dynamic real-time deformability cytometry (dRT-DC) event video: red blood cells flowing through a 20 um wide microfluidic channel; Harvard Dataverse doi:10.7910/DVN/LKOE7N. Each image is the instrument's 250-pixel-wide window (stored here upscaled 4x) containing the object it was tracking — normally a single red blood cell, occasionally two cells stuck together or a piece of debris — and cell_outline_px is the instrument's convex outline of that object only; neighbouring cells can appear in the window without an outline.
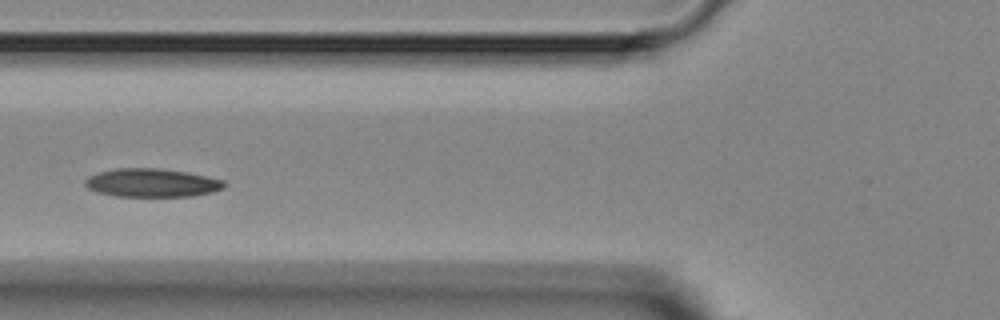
{"species": "Egyptian fruit bat (a non-hibernating species)", "species_latin": "Rousettus aegyptiacus", "temperature_condition": "room temperature", "stored_images_in_passage": 3, "camera_frame_rate_fps": 3000, "um_per_image_px": 0.085, "animal": {"sex": "female"}, "frame": {"image": 1, "passage_image": 2, "time_ms": 1.333, "image_size_px": [1000, 320], "cell_outline_px": [[228, 184], [224, 188], [212, 192], [192, 196], [116, 196], [96, 192], [88, 188], [84, 184], [84, 180], [88, 176], [100, 172], [116, 168], [156, 168], [184, 172], [224, 180]], "centroid_in_image_um": [12.89, 15.54], "position_along_channel_um": 112.9, "area_um2": 22.95}}
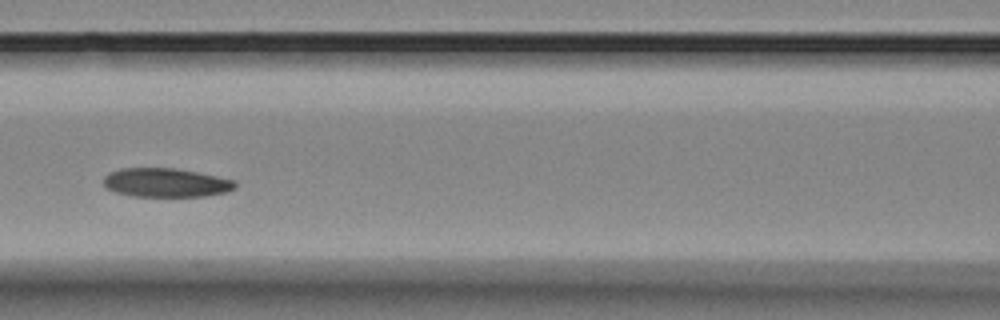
{"frame": {"image": 2, "passage_image": 3, "time_ms": 2.333, "image_size_px": [1000, 320], "cell_outline_px": [[236, 188], [224, 192], [204, 196], [132, 196], [116, 192], [104, 188], [104, 176], [108, 172], [120, 168], [176, 168], [236, 180]], "centroid_in_image_um": [14.06, 15.52], "position_along_channel_um": 152.5, "area_um2": 22.2}}